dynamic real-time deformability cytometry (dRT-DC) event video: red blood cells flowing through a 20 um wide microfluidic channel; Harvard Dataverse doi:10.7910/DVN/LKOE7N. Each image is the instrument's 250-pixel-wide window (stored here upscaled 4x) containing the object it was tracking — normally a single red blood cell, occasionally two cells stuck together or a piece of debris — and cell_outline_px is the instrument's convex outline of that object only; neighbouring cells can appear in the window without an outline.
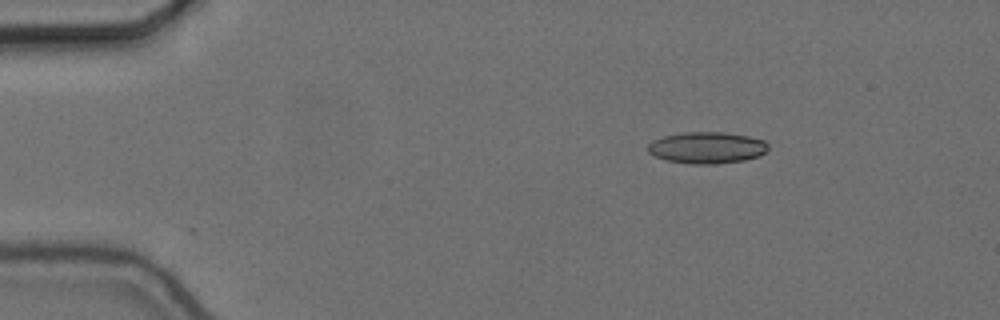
{"species": "common noctule bat (a hibernating species)", "species_latin": "Nyctalus noctula", "temperature_condition": "cold", "stored_images_in_passage": 46, "camera_frame_rate_fps": 3000, "um_per_image_px": 0.085, "animal": {"sex": "female", "body_mass_g": 24.6, "forearm_length_mm": 56.2}, "frame": {"image": 1, "passage_image": 1, "time_ms": 0.0, "image_size_px": [1000, 320], "cell_outline_px": [[768, 152], [760, 156], [744, 160], [716, 164], [692, 164], [668, 160], [656, 156], [648, 152], [648, 144], [652, 140], [664, 136], [684, 132], [724, 132], [748, 136], [764, 140], [768, 144]], "centroid_in_image_um": [60.12, 12.55], "position_along_channel_um": 24.9, "area_um2": 22.2}}
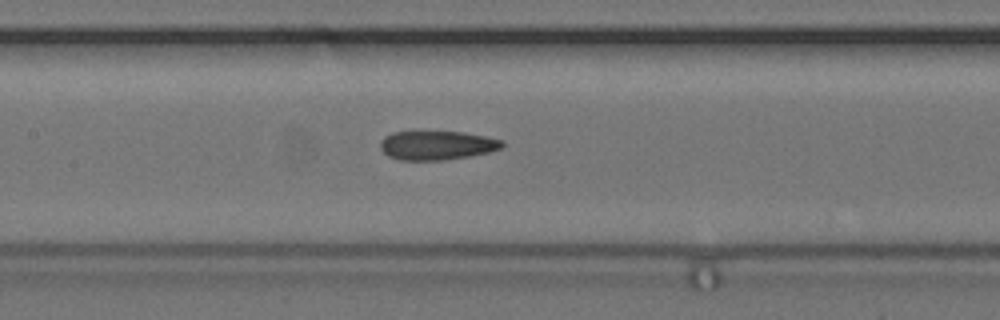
{"frame": {"image": 2, "passage_image": 19, "time_ms": 6.0, "image_size_px": [1000, 320], "cell_outline_px": [[504, 144], [500, 148], [488, 152], [468, 156], [444, 160], [400, 160], [388, 156], [380, 148], [380, 140], [384, 136], [392, 132], [464, 132], [504, 140]], "centroid_in_image_um": [37.11, 12.35], "position_along_channel_um": 170.3, "area_um2": 20.52}}
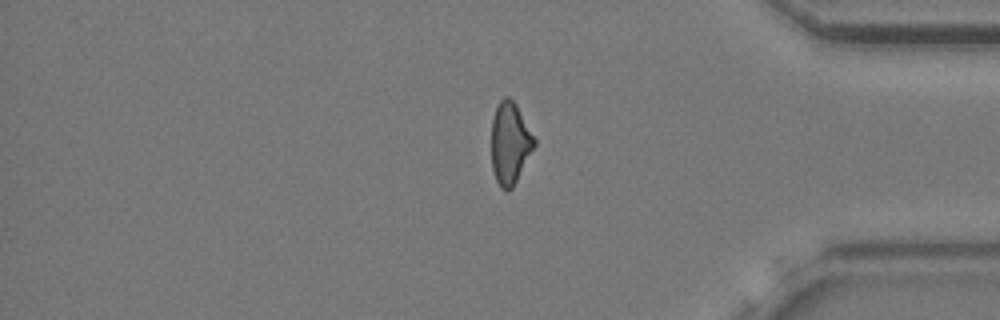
{"frame": {"image": 3, "passage_image": 39, "time_ms": 12.667, "image_size_px": [1000, 320], "cell_outline_px": [[536, 144], [512, 188], [508, 192], [500, 188], [496, 180], [492, 168], [492, 120], [496, 108], [500, 100], [504, 96], [508, 96], [516, 104], [536, 140]], "centroid_in_image_um": [43.34, 12.18], "position_along_channel_um": 391.9, "area_um2": 20.29}, "authors_computed_cell_mechanics": {"area_um2": 21.1837, "velocity_mm_per_s": 3.669, "shape_relaxation_time_tau1_ms": null, "shape_relaxation_time_tau2_ms": 2.4213, "deformation_change_tau1": null, "deformation_change_tau2": 0.0985}}